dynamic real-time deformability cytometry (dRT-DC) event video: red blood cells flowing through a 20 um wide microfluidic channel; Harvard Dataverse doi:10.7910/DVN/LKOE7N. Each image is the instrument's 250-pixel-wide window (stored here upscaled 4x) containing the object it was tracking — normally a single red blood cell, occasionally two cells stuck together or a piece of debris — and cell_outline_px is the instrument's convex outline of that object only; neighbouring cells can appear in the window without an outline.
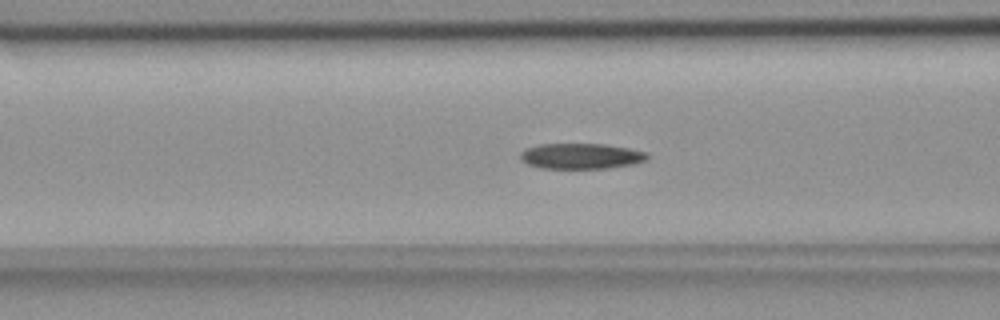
{"species": "common noctule bat (a hibernating species)", "species_latin": "Nyctalus noctula", "temperature_condition": "room temperature", "stored_images_in_passage": 50, "camera_frame_rate_fps": 3000, "um_per_image_px": 0.085, "animal": {"sex": "female", "body_mass_g": 18.4}, "frame": {"image": 1, "passage_image": 16, "time_ms": 5.0, "image_size_px": [1000, 320], "cell_outline_px": [[648, 160], [632, 164], [608, 168], [540, 168], [528, 164], [520, 160], [520, 152], [524, 148], [540, 144], [604, 144], [628, 148], [648, 152]], "centroid_in_image_um": [49.37, 13.26], "position_along_channel_um": 117.2, "area_um2": 19.02}}
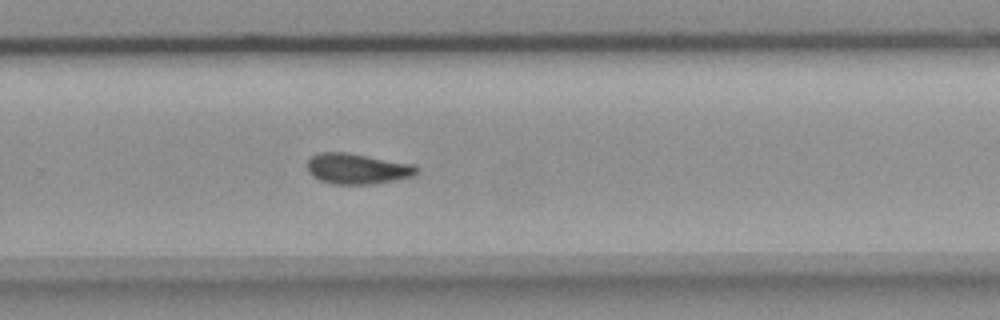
{"frame": {"image": 2, "passage_image": 31, "time_ms": 10.0, "image_size_px": [1000, 320], "cell_outline_px": [[420, 168], [412, 176], [396, 180], [372, 184], [332, 184], [320, 180], [312, 176], [308, 172], [308, 160], [312, 156], [320, 152], [348, 152], [412, 164]], "centroid_in_image_um": [30.35, 14.34], "position_along_channel_um": 299.4, "area_um2": 19.48}}
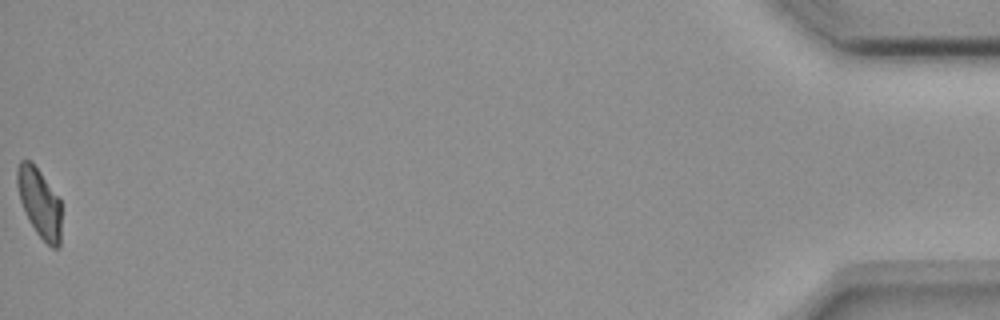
{"frame": {"image": 3, "passage_image": 50, "time_ms": 16.333, "image_size_px": [1000, 320], "cell_outline_px": [[60, 248], [52, 248], [36, 232], [28, 220], [20, 200], [16, 184], [16, 172], [20, 160], [32, 160], [60, 196]], "centroid_in_image_um": [3.35, 17.18], "position_along_channel_um": 431.8, "area_um2": 18.15}, "authors_computed_cell_mechanics": {"area_um2": 19.3341, "velocity_mm_per_s": 3.6606, "shape_relaxation_time_tau1_ms": 9.5806, "shape_relaxation_time_tau2_ms": null, "deformation_change_tau1": 0.1808, "deformation_change_tau2": null}}